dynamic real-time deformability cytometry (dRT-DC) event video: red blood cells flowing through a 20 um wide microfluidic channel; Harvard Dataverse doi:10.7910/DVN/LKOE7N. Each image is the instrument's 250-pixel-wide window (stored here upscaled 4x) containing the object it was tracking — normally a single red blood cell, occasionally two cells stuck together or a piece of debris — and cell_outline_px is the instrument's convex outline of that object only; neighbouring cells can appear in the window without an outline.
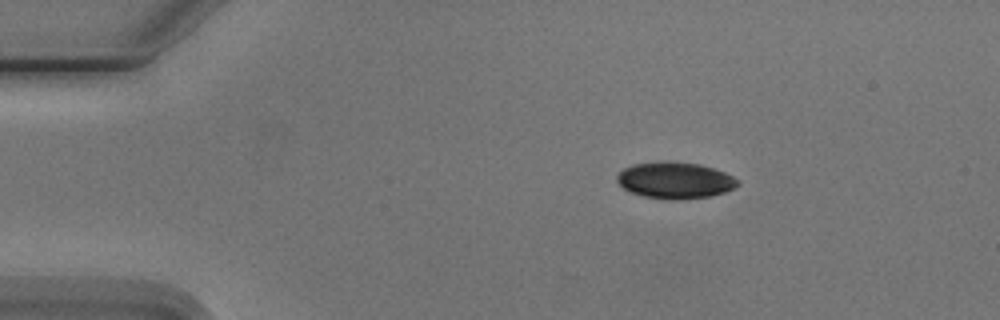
{"species": "Egyptian fruit bat (a non-hibernating species)", "species_latin": "Rousettus aegyptiacus", "temperature_condition": "cold", "stored_images_in_passage": 4, "camera_frame_rate_fps": 3000, "um_per_image_px": 0.085, "animal": {"sex": "male"}, "frame": {"image": 1, "passage_image": 2, "time_ms": 1.333, "image_size_px": [1000, 320], "cell_outline_px": [[740, 184], [724, 192], [712, 196], [644, 196], [632, 192], [624, 188], [616, 180], [616, 176], [624, 168], [632, 164], [656, 160], [668, 160], [700, 164], [724, 172], [740, 180]], "centroid_in_image_um": [57.36, 15.24], "position_along_channel_um": 27.6, "area_um2": 24.85}}